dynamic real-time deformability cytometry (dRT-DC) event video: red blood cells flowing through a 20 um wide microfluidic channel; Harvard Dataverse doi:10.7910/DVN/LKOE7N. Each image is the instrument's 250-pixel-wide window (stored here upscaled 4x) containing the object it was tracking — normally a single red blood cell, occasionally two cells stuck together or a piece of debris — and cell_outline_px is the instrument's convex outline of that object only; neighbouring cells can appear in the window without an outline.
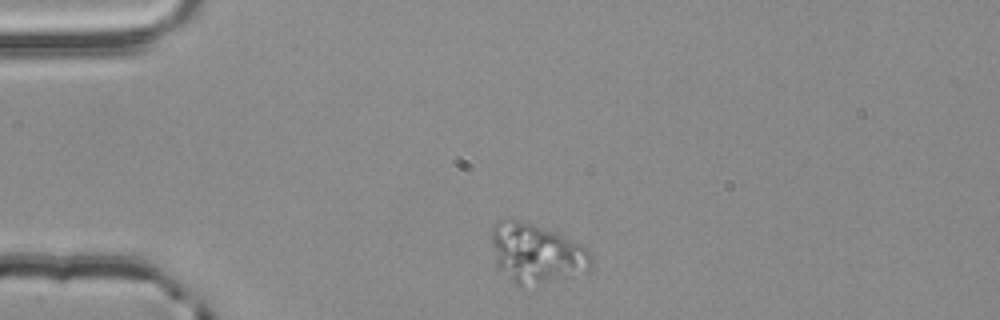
{"species": "common noctule bat (a hibernating species)", "species_latin": "Nyctalus noctula", "temperature_condition": "room temperature", "stored_images_in_passage": 1, "camera_frame_rate_fps": 3000, "um_per_image_px": 0.085, "animal": {"sex": "male", "body_mass_g": 20.4}, "frame": {"image": 1, "passage_image": 1, "time_ms": 0.0, "image_size_px": [1000, 320], "cell_outline_px": [[592, 268], [572, 276], [520, 284], [512, 284], [496, 264], [492, 244], [492, 228], [496, 220], [516, 220], [532, 224], [556, 232], [564, 236], [584, 248], [592, 256]], "centroid_in_image_um": [45.55, 21.5], "position_along_channel_um": 39.4, "area_um2": 33.41}}